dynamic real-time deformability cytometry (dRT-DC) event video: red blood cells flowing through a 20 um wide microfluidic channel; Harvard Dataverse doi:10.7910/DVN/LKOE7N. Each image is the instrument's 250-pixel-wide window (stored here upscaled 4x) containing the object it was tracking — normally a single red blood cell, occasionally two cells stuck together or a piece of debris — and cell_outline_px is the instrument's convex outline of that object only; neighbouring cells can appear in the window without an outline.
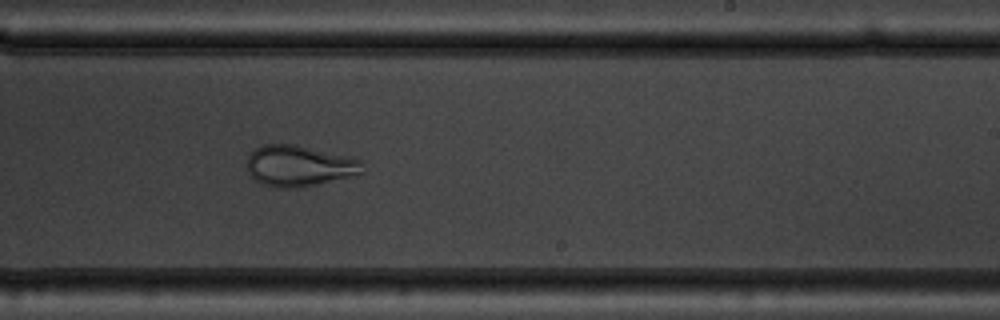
{"species": "common noctule bat (a hibernating species)", "species_latin": "Nyctalus noctula", "temperature_condition": "warm", "stored_images_in_passage": 48, "camera_frame_rate_fps": 3000, "um_per_image_px": 0.085, "animal": {"sex": "male", "body_mass_g": 19.5, "forearm_length_mm": 54.6}, "frame": {"image": 1, "passage_image": 28, "time_ms": 9.0, "image_size_px": [1000, 320], "cell_outline_px": [[364, 172], [300, 188], [276, 188], [264, 184], [256, 180], [248, 172], [248, 156], [252, 148], [264, 144], [296, 144], [356, 156], [360, 160]], "centroid_in_image_um": [25.44, 14.06], "position_along_channel_um": 263.6, "area_um2": 27.92}}